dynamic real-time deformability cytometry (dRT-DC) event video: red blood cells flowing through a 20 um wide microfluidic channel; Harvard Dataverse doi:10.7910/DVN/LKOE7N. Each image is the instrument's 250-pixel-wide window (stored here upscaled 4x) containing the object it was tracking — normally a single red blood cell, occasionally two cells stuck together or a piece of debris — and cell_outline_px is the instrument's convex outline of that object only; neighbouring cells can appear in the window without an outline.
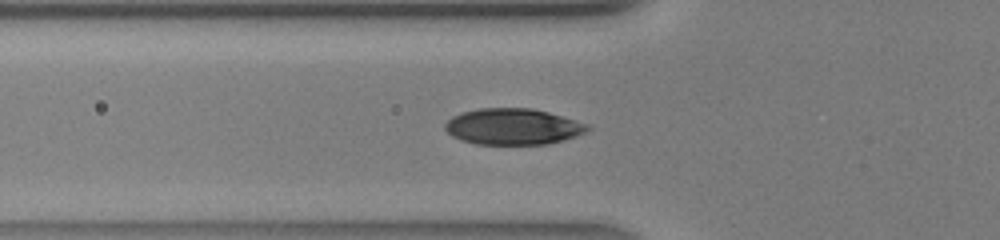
{"species": "human", "species_latin": "Homo sapiens", "temperature_condition": "warm", "stored_images_in_passage": 29, "camera_frame_rate_fps": 3000, "um_per_image_px": 0.085, "donor": {"sex": "male"}, "frame": {"image": 1, "passage_image": 6, "time_ms": 1.667, "image_size_px": [1000, 240], "cell_outline_px": [[592, 128], [576, 136], [564, 140], [548, 144], [476, 144], [460, 140], [452, 136], [444, 128], [444, 124], [452, 116], [460, 112], [480, 108], [532, 108], [548, 112], [588, 124]], "centroid_in_image_um": [43.58, 10.76], "position_along_channel_um": 82.2, "area_um2": 30.11}}
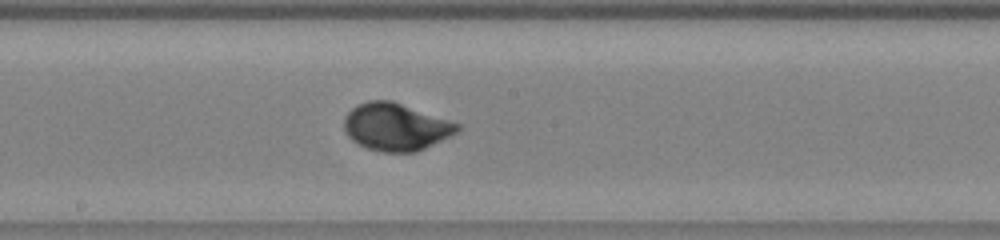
{"frame": {"image": 2, "passage_image": 14, "time_ms": 4.333, "image_size_px": [1000, 240], "cell_outline_px": [[460, 128], [456, 132], [416, 152], [384, 152], [368, 148], [352, 140], [348, 136], [344, 128], [344, 116], [356, 104], [368, 100], [392, 100], [460, 124]], "centroid_in_image_um": [33.6, 10.77], "position_along_channel_um": 214.6, "area_um2": 30.98}}
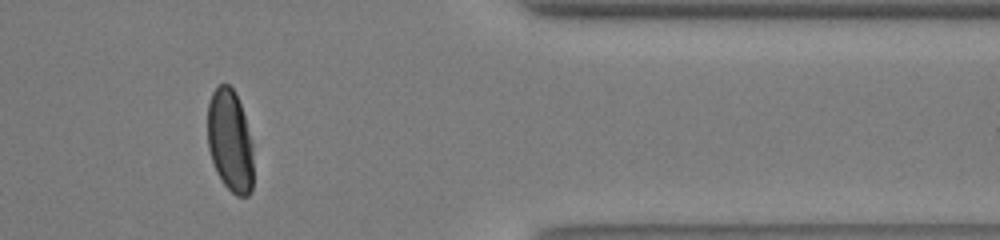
{"frame": {"image": 3, "passage_image": 26, "time_ms": 8.333, "image_size_px": [1000, 240], "cell_outline_px": [[252, 192], [248, 196], [236, 196], [224, 184], [216, 172], [208, 148], [208, 104], [212, 92], [220, 84], [228, 84], [236, 92], [244, 116], [252, 144]], "centroid_in_image_um": [19.55, 11.98], "position_along_channel_um": 391.9, "area_um2": 27.22}}